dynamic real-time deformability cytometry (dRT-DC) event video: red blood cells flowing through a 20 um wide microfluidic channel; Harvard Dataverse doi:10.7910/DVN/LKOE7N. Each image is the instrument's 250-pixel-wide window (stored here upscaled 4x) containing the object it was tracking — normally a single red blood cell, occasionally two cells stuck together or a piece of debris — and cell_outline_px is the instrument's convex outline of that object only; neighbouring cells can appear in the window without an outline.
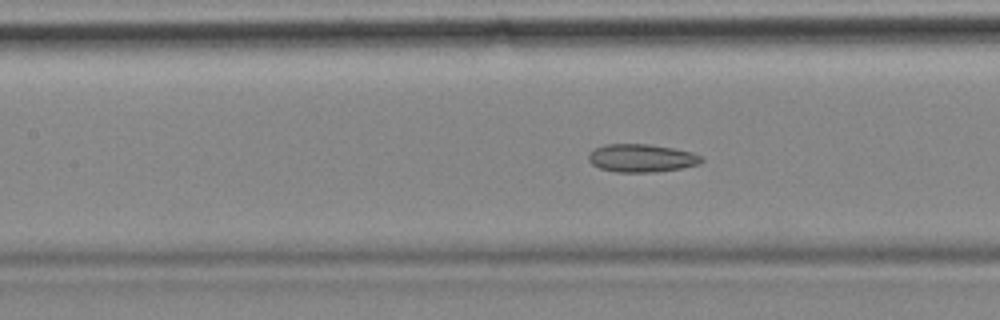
{"species": "common noctule bat (a hibernating species)", "species_latin": "Nyctalus noctula", "temperature_condition": "cold", "stored_images_in_passage": 57, "camera_frame_rate_fps": 3000, "um_per_image_px": 0.085, "animal": {"sex": "female", "body_mass_g": 18.4}, "frame": {"image": 1, "passage_image": 25, "time_ms": 8.0, "image_size_px": [1000, 320], "cell_outline_px": [[704, 160], [700, 164], [680, 168], [656, 172], [616, 172], [600, 168], [592, 164], [588, 160], [588, 152], [604, 144], [648, 144], [672, 148], [692, 152], [704, 156]], "centroid_in_image_um": [54.54, 13.44], "position_along_channel_um": 152.9, "area_um2": 18.55}, "authors_computed_cell_mechanics": {"area_um2": 20.2878, "velocity_mm_per_s": 3.5165, "shape_relaxation_time_tau1_ms": null, "shape_relaxation_time_tau2_ms": 5.4163, "deformation_change_tau1": null, "deformation_change_tau2": 0.1255}}